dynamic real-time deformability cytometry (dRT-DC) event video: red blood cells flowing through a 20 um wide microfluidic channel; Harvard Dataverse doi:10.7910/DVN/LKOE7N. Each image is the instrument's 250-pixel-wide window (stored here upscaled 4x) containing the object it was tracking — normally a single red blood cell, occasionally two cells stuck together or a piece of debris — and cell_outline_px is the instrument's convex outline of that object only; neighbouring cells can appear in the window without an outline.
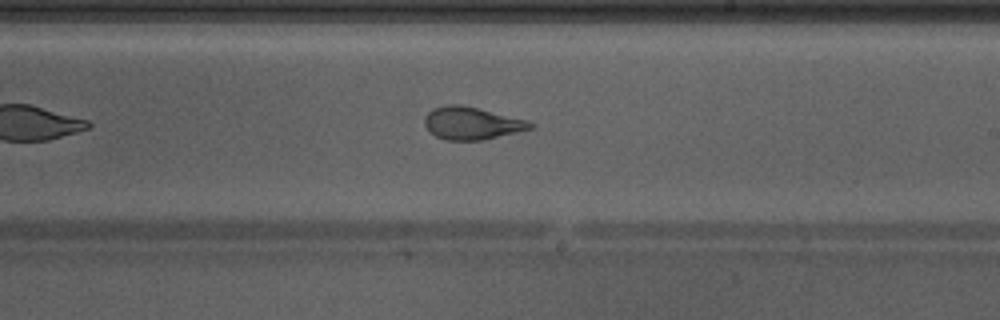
{"species": "Egyptian fruit bat (a non-hibernating species)", "species_latin": "Rousettus aegyptiacus", "temperature_condition": "warm", "stored_images_in_passage": 35, "camera_frame_rate_fps": 3000, "um_per_image_px": 0.085, "animal": {"sex": "male"}, "frame": {"image": 1, "passage_image": 16, "time_ms": 5.0, "image_size_px": [1000, 320], "cell_outline_px": [[536, 124], [532, 128], [484, 140], [444, 140], [436, 136], [424, 124], [424, 116], [432, 108], [448, 104], [460, 104], [528, 120]], "centroid_in_image_um": [40.09, 10.47], "position_along_channel_um": 248.9, "area_um2": 20.0}, "authors_computed_cell_mechanics": {"area_um2": 20.808, "velocity_mm_per_s": 4.2909, "shape_relaxation_time_tau1_ms": 7.0205, "shape_relaxation_time_tau2_ms": 1.0436, "deformation_change_tau1": 0.2249, "deformation_change_tau2": 0.0951}}